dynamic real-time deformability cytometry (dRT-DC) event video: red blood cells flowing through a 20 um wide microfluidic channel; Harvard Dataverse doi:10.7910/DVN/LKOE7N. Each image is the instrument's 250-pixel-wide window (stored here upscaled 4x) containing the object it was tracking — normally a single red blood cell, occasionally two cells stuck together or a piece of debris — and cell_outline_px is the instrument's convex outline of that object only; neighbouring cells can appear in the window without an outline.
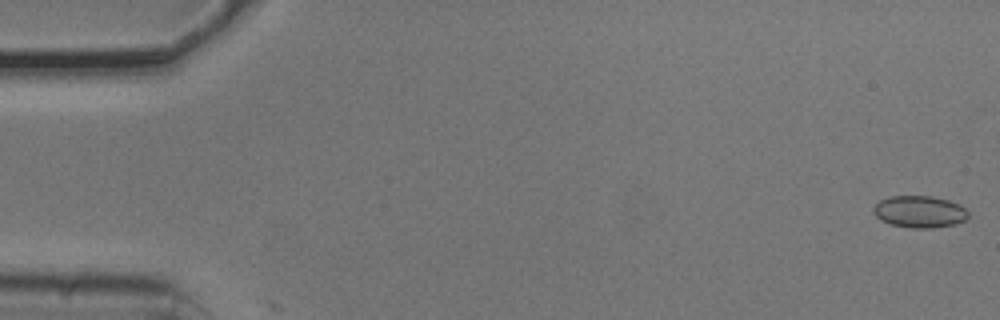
{"species": "common noctule bat (a hibernating species)", "species_latin": "Nyctalus noctula", "temperature_condition": "cold", "stored_images_in_passage": 5, "camera_frame_rate_fps": 3000, "um_per_image_px": 0.085, "animal": {"sex": "male", "body_mass_g": 20.5, "forearm_length_mm": 52.5}, "frame": {"image": 1, "passage_image": 1, "time_ms": 0.0, "image_size_px": [1000, 320], "cell_outline_px": [[968, 216], [964, 220], [956, 224], [932, 228], [912, 228], [892, 224], [880, 220], [872, 212], [872, 208], [880, 200], [892, 196], [932, 196], [948, 200], [960, 204], [968, 212]], "centroid_in_image_um": [78.16, 17.99], "position_along_channel_um": 6.8, "area_um2": 17.63}}
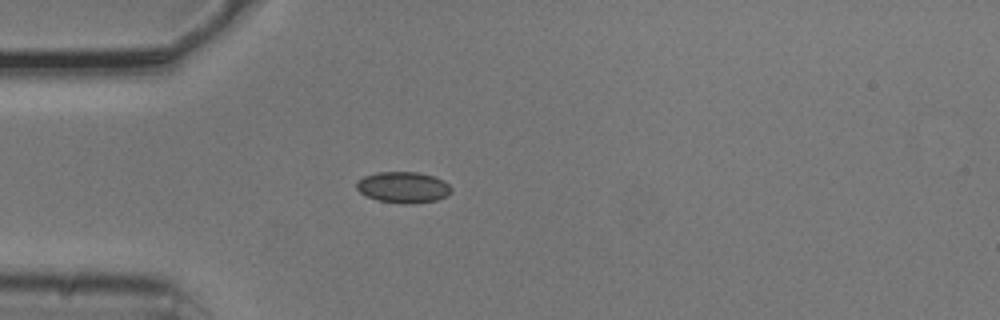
{"frame": {"image": 2, "passage_image": 5, "time_ms": 1.333, "image_size_px": [1000, 320], "cell_outline_px": [[452, 192], [448, 196], [436, 200], [412, 204], [404, 204], [376, 200], [360, 192], [356, 188], [356, 184], [364, 176], [376, 172], [416, 172], [432, 176], [444, 180], [452, 188]], "centroid_in_image_um": [34.3, 15.93], "position_along_channel_um": 50.7, "area_um2": 17.22}}